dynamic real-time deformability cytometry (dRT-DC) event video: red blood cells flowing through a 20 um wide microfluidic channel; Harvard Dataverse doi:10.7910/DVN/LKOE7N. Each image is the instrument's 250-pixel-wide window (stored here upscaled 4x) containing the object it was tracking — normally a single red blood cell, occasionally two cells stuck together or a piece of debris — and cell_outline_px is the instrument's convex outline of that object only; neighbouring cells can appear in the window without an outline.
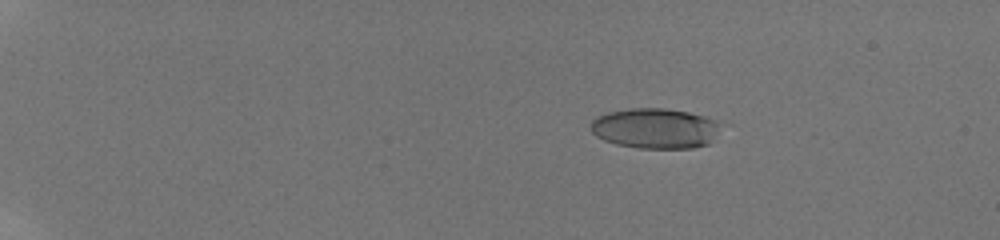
{"species": "human", "species_latin": "Homo sapiens", "temperature_condition": "room temperature", "stored_images_in_passage": 33, "camera_frame_rate_fps": 3000, "um_per_image_px": 0.085, "donor": {"sex": "male"}, "frame": {"image": 1, "passage_image": 17, "time_ms": 4.0, "image_size_px": [1000, 240], "cell_outline_px": [[732, 124], [708, 144], [692, 148], [640, 148], [616, 144], [604, 140], [596, 136], [592, 132], [592, 120], [596, 116], [608, 112], [628, 108], [664, 108], [688, 112], [704, 116]], "centroid_in_image_um": [55.84, 10.9], "position_along_channel_um": 29.2, "area_um2": 31.39}}